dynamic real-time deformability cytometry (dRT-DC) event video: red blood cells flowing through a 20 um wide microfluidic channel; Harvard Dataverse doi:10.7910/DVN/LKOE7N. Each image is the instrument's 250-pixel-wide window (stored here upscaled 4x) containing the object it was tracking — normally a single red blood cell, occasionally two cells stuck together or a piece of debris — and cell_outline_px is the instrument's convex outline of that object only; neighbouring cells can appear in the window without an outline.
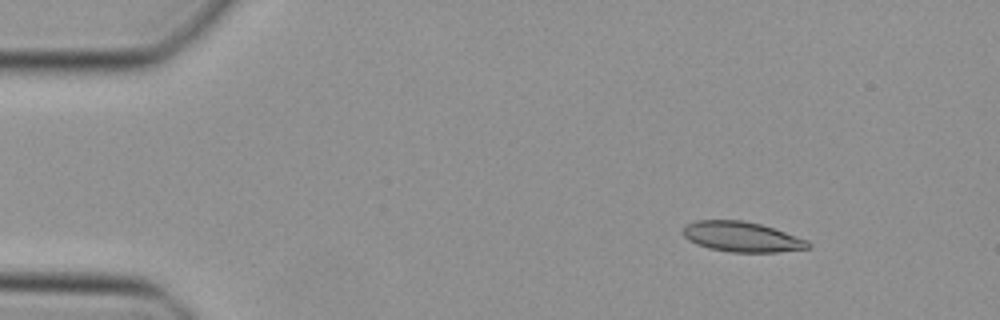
{"species": "Egyptian fruit bat (a non-hibernating species)", "species_latin": "Rousettus aegyptiacus", "temperature_condition": "cold", "stored_images_in_passage": 36, "camera_frame_rate_fps": 3000, "um_per_image_px": 0.085, "animal": {"sex": "female"}, "frame": {"image": 1, "passage_image": 1, "time_ms": 0.0, "image_size_px": [1000, 320], "cell_outline_px": [[812, 248], [776, 252], [732, 252], [708, 248], [696, 244], [688, 240], [684, 236], [684, 228], [688, 224], [696, 220], [744, 220], [760, 224], [808, 240], [812, 244]], "centroid_in_image_um": [63.08, 20.13], "position_along_channel_um": 21.9, "area_um2": 21.91}}
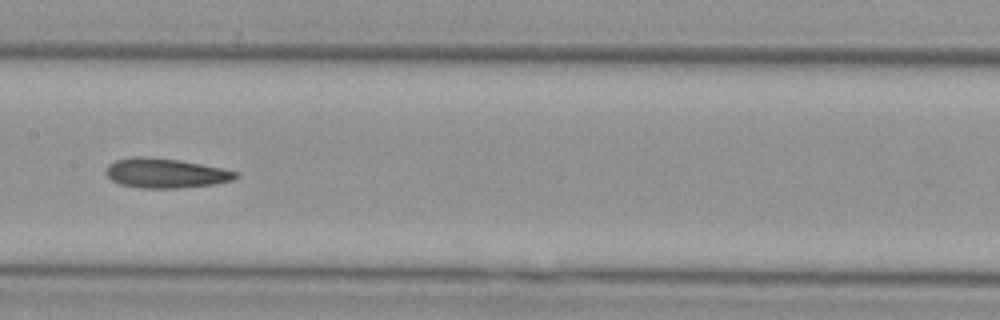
{"frame": {"image": 2, "passage_image": 19, "time_ms": 6.0, "image_size_px": [1000, 320], "cell_outline_px": [[240, 176], [232, 180], [212, 184], [176, 188], [144, 188], [120, 184], [112, 180], [104, 172], [108, 164], [116, 160], [132, 156], [144, 156], [180, 160], [220, 168], [236, 172]], "centroid_in_image_um": [14.02, 14.71], "position_along_channel_um": 193.4, "area_um2": 22.2}}
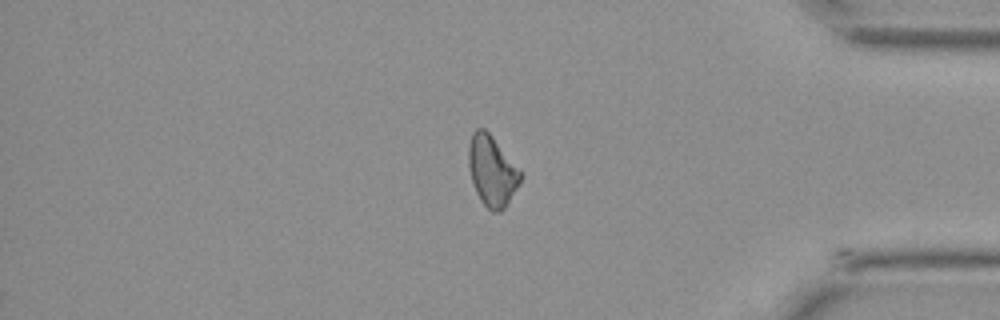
{"frame": {"image": 3, "passage_image": 35, "time_ms": 11.333, "image_size_px": [1000, 320], "cell_outline_px": [[520, 184], [504, 208], [500, 212], [492, 212], [480, 200], [476, 192], [468, 168], [468, 148], [472, 132], [476, 128], [484, 128], [492, 136], [520, 172]], "centroid_in_image_um": [41.78, 14.53], "position_along_channel_um": 393.4, "area_um2": 20.92}}